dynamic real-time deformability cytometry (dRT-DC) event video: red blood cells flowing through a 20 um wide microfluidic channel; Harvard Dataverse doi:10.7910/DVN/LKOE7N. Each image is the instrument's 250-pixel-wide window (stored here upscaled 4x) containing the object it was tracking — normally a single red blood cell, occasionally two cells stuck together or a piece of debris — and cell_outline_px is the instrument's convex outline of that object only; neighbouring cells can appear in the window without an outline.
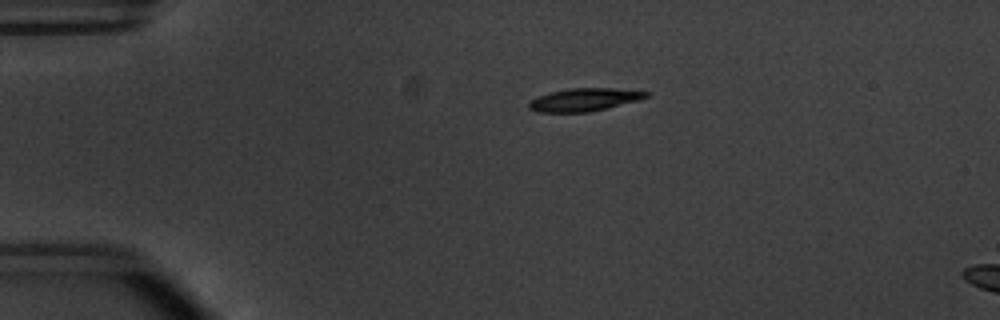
{"species": "common noctule bat (a hibernating species)", "species_latin": "Nyctalus noctula", "temperature_condition": "warm", "stored_images_in_passage": 45, "camera_frame_rate_fps": 3000, "um_per_image_px": 0.085, "animal": {"sex": "male", "body_mass_g": 20.1, "forearm_length_mm": 53.5}, "frame": {"image": 1, "passage_image": 3, "time_ms": 0.667, "image_size_px": [1000, 320], "cell_outline_px": [[648, 96], [640, 100], [588, 112], [540, 112], [528, 108], [528, 104], [532, 100], [540, 96], [552, 92], [568, 88], [612, 88], [648, 92]], "centroid_in_image_um": [49.67, 8.47], "position_along_channel_um": 35.3, "area_um2": 15.32}}
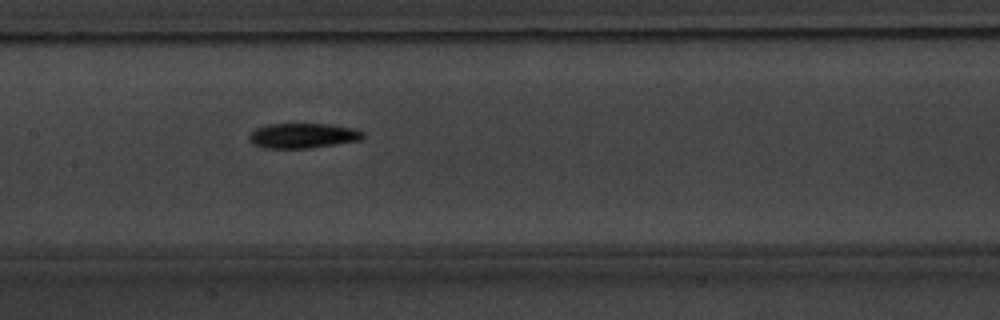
{"frame": {"image": 2, "passage_image": 18, "time_ms": 5.667, "image_size_px": [1000, 320], "cell_outline_px": [[364, 136], [360, 140], [308, 148], [264, 148], [252, 144], [248, 140], [248, 136], [256, 128], [268, 124], [328, 124], [352, 128], [364, 132]], "centroid_in_image_um": [25.7, 11.53], "position_along_channel_um": 181.7, "area_um2": 16.47}}
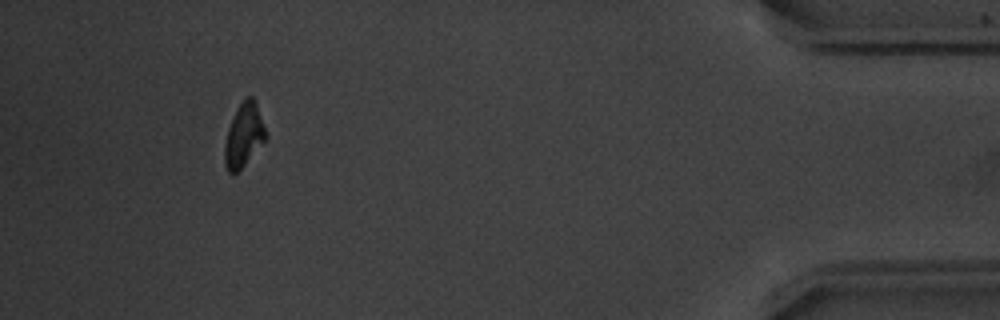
{"frame": {"image": 3, "passage_image": 41, "time_ms": 13.333, "image_size_px": [1000, 320], "cell_outline_px": [[268, 136], [244, 164], [236, 172], [228, 172], [224, 164], [224, 144], [228, 128], [244, 96], [252, 96], [256, 104]], "centroid_in_image_um": [20.71, 11.48], "position_along_channel_um": 414.5, "area_um2": 14.8}, "authors_computed_cell_mechanics": {"area_um2": 15.895, "velocity_mm_per_s": 3.8091, "shape_relaxation_time_tau1_ms": 2.5194, "shape_relaxation_time_tau2_ms": null, "deformation_change_tau1": 0.154, "deformation_change_tau2": null}}